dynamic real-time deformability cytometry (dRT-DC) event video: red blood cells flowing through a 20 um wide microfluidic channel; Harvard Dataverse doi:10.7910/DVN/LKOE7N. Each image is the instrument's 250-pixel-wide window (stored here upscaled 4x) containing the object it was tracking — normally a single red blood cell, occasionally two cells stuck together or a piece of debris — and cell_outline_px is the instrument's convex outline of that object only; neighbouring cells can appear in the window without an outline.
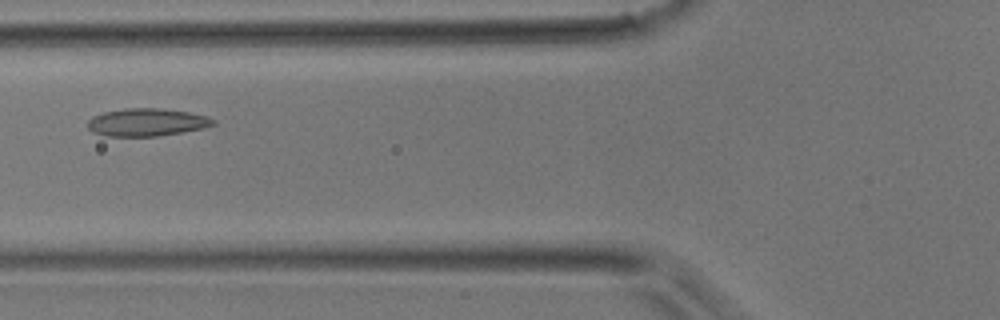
{"species": "common noctule bat (a hibernating species)", "species_latin": "Nyctalus noctula", "temperature_condition": "room temperature", "stored_images_in_passage": 39, "camera_frame_rate_fps": 3000, "um_per_image_px": 0.085, "animal": {"sex": "male", "body_mass_g": 17.9}, "frame": {"image": 1, "passage_image": 10, "time_ms": 3.0, "image_size_px": [1000, 320], "cell_outline_px": [[216, 124], [204, 128], [184, 132], [156, 136], [104, 136], [92, 132], [88, 128], [88, 120], [92, 116], [104, 112], [124, 108], [160, 108], [188, 112], [204, 116], [216, 120]], "centroid_in_image_um": [12.46, 10.39], "position_along_channel_um": 113.3, "area_um2": 20.35}}
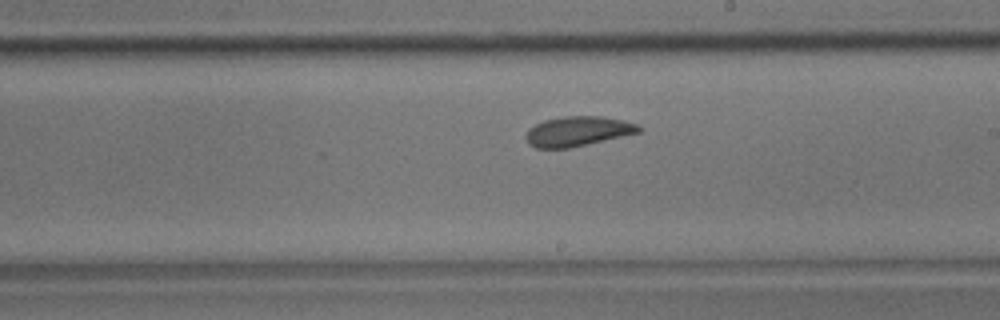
{"frame": {"image": 2, "passage_image": 19, "time_ms": 6.0, "image_size_px": [1000, 320], "cell_outline_px": [[644, 128], [640, 132], [568, 148], [536, 148], [528, 144], [524, 136], [528, 128], [544, 120], [564, 116], [600, 116], [624, 120], [640, 124]], "centroid_in_image_um": [49.11, 11.15], "position_along_channel_um": 239.9, "area_um2": 19.71}}
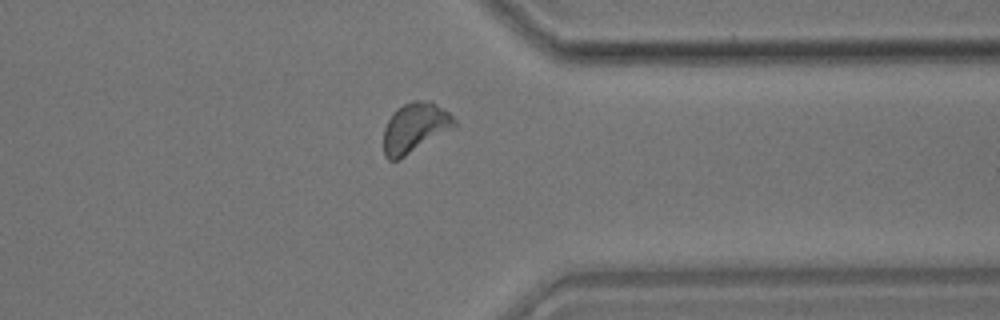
{"frame": {"image": 3, "passage_image": 29, "time_ms": 9.333, "image_size_px": [1000, 320], "cell_outline_px": [[460, 124], [456, 128], [400, 160], [388, 160], [384, 156], [384, 128], [392, 112], [396, 108], [412, 100], [432, 100], [448, 112]], "centroid_in_image_um": [35.31, 10.86], "position_along_channel_um": 376.1, "area_um2": 21.27}}